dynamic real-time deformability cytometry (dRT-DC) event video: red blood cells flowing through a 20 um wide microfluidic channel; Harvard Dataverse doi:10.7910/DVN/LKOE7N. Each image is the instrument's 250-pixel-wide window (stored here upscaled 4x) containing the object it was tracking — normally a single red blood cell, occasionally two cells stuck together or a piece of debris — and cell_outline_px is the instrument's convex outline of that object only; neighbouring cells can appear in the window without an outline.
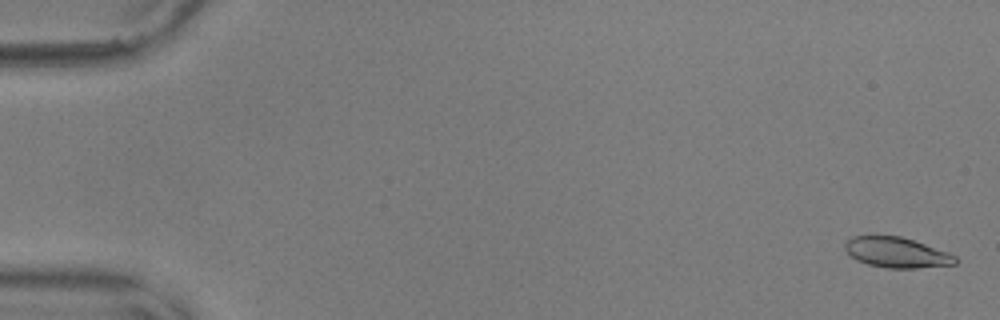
{"species": "common noctule bat (a hibernating species)", "species_latin": "Nyctalus noctula", "temperature_condition": "warm", "stored_images_in_passage": 56, "camera_frame_rate_fps": 3000, "um_per_image_px": 0.085, "animal": {"sex": "male", "body_mass_g": 17.9, "forearm_length_mm": 54.2}, "frame": {"image": 1, "passage_image": 2, "time_ms": 0.333, "image_size_px": [1000, 320], "cell_outline_px": [[956, 264], [916, 268], [888, 268], [868, 264], [856, 260], [844, 248], [844, 244], [852, 236], [900, 236], [948, 252], [956, 256]], "centroid_in_image_um": [76.21, 21.46], "position_along_channel_um": 8.8, "area_um2": 19.25}}
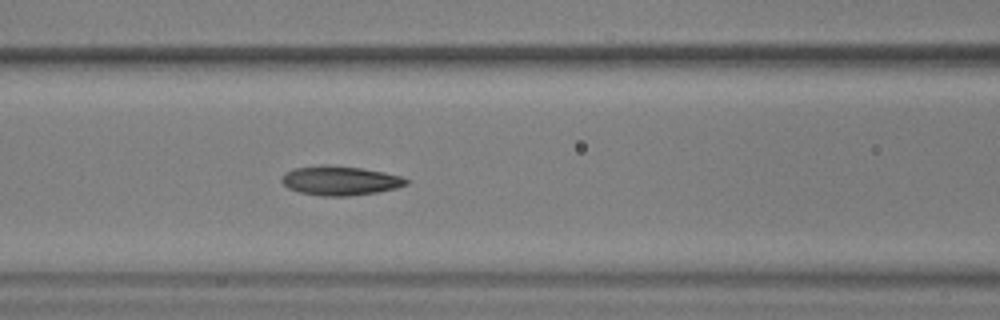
{"frame": {"image": 2, "passage_image": 25, "time_ms": 8.0, "image_size_px": [1000, 320], "cell_outline_px": [[408, 184], [396, 188], [376, 192], [348, 196], [320, 196], [300, 192], [288, 188], [280, 180], [280, 176], [284, 172], [296, 168], [360, 168], [384, 172], [400, 176], [408, 180]], "centroid_in_image_um": [28.92, 15.4], "position_along_channel_um": 137.7, "area_um2": 20.29}}
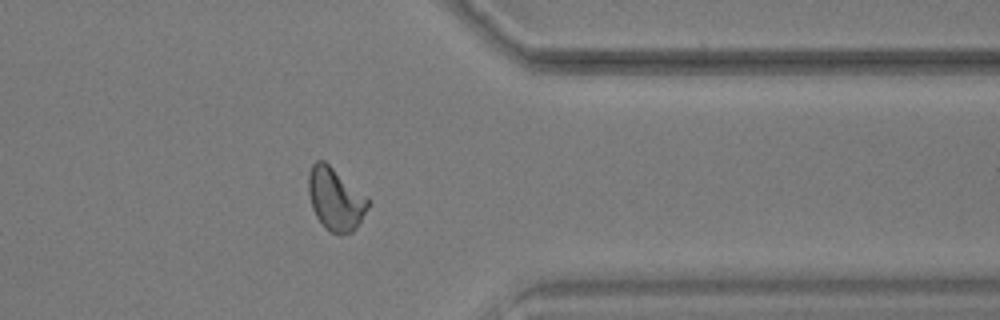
{"frame": {"image": 3, "passage_image": 46, "time_ms": 15.0, "image_size_px": [1000, 320], "cell_outline_px": [[372, 200], [368, 208], [356, 228], [352, 232], [340, 236], [328, 232], [324, 228], [316, 216], [312, 208], [308, 192], [308, 172], [312, 164], [316, 160], [324, 160], [368, 196]], "centroid_in_image_um": [28.52, 16.93], "position_along_channel_um": 382.9, "area_um2": 22.31}, "authors_computed_cell_mechanics": {"area_um2": 20.5479, "velocity_mm_per_s": 3.6254, "shape_relaxation_time_tau1_ms": 3.6198, "shape_relaxation_time_tau2_ms": 1.9469, "deformation_change_tau1": 0.1794, "deformation_change_tau2": 0.0855}}